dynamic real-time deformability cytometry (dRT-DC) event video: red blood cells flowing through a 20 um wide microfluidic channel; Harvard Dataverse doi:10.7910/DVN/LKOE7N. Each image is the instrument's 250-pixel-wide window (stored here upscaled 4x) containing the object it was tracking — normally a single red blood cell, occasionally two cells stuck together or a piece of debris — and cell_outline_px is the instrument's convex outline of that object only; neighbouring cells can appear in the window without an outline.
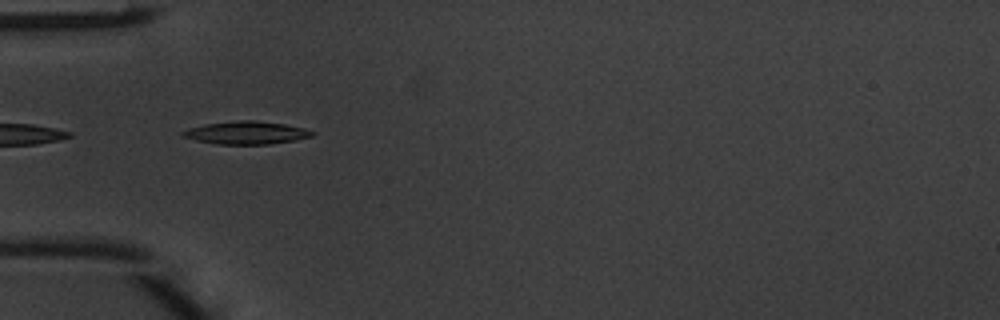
{"species": "common noctule bat (a hibernating species)", "species_latin": "Nyctalus noctula", "temperature_condition": "warm", "stored_images_in_passage": 10, "camera_frame_rate_fps": 3000, "um_per_image_px": 0.085, "animal": {"sex": "male", "body_mass_g": 20.1, "forearm_length_mm": 53.5}, "frame": {"image": 1, "passage_image": 2, "time_ms": 0.333, "image_size_px": [1000, 320], "cell_outline_px": [[316, 132], [312, 136], [292, 140], [268, 144], [216, 144], [196, 140], [180, 136], [180, 132], [188, 128], [204, 124], [240, 120], [256, 120], [284, 124], [304, 128]], "centroid_in_image_um": [20.89, 11.27], "position_along_channel_um": 64.1, "area_um2": 17.17}}